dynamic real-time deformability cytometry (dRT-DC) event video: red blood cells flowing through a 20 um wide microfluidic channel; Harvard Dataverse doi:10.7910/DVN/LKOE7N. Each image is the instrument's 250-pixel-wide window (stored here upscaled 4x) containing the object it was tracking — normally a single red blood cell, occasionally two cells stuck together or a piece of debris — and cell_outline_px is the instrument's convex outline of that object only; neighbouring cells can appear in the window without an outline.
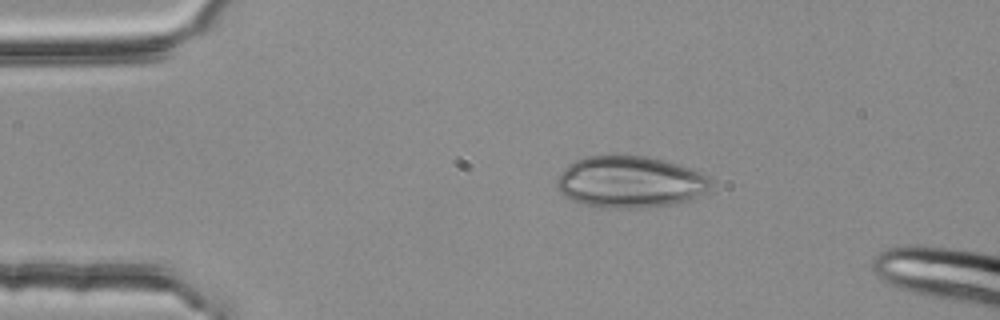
{"species": "common noctule bat (a hibernating species)", "species_latin": "Nyctalus noctula", "temperature_condition": "room temperature", "stored_images_in_passage": 3, "camera_frame_rate_fps": 3000, "um_per_image_px": 0.085, "animal": {"sex": "female", "body_mass_g": 25.1}, "frame": {"image": 1, "passage_image": 1, "time_ms": 0.0, "image_size_px": [1000, 320], "cell_outline_px": [[712, 184], [704, 192], [684, 200], [672, 204], [640, 208], [600, 208], [584, 204], [572, 200], [564, 196], [560, 192], [556, 184], [556, 180], [560, 172], [572, 160], [588, 156], [648, 156], [664, 160], [692, 168], [708, 176]], "centroid_in_image_um": [53.49, 15.46], "position_along_channel_um": 31.5, "area_um2": 46.36}}